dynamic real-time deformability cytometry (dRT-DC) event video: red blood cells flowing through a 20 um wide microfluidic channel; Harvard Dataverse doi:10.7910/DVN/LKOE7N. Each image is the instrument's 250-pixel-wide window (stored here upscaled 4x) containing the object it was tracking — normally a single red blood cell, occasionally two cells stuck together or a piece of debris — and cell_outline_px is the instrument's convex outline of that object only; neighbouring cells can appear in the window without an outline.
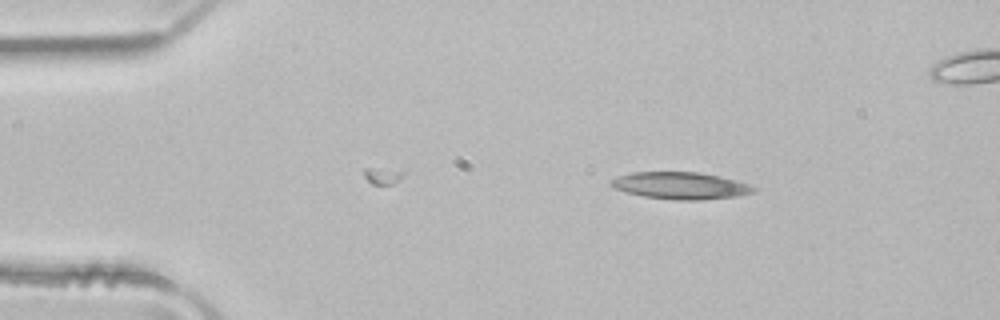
{"species": "common noctule bat (a hibernating species)", "species_latin": "Nyctalus noctula", "temperature_condition": "room temperature", "stored_images_in_passage": 2, "camera_frame_rate_fps": 3000, "um_per_image_px": 0.085, "animal": {"sex": "male", "body_mass_g": 21.5, "forearm_length_mm": 52.0}, "frame": {"image": 1, "passage_image": 2, "time_ms": 0.333, "image_size_px": [1000, 320], "cell_outline_px": [[756, 192], [736, 196], [700, 200], [676, 200], [644, 196], [612, 188], [608, 184], [612, 180], [620, 176], [632, 172], [700, 172], [720, 176], [736, 180], [748, 184], [756, 188]], "centroid_in_image_um": [57.86, 15.77], "position_along_channel_um": 27.1, "area_um2": 22.37}}